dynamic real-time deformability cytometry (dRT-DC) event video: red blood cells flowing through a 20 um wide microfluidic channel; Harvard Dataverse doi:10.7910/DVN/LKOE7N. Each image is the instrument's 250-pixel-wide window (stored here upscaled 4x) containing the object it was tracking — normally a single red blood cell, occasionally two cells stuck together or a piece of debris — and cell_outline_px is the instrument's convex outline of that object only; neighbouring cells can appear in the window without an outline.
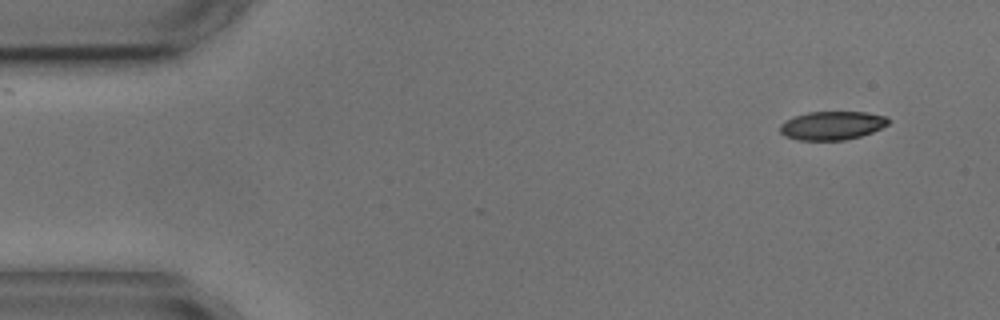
{"species": "common noctule bat (a hibernating species)", "species_latin": "Nyctalus noctula", "temperature_condition": "cold", "stored_images_in_passage": 5, "segment_of_instrument_passage": [2, 2], "camera_frame_rate_fps": 3000, "um_per_image_px": 0.085, "animal": {"sex": "male", "body_mass_g": 17.9, "forearm_length_mm": 54.2}, "frame": {"image": 1, "passage_image": 5, "time_ms": 5.667, "image_size_px": [1000, 320], "cell_outline_px": [[892, 120], [888, 124], [872, 132], [860, 136], [844, 140], [796, 140], [784, 136], [780, 132], [780, 124], [796, 116], [808, 112], [864, 112], [888, 116]], "centroid_in_image_um": [70.75, 10.67], "position_along_channel_um": 14.2, "area_um2": 18.03}}